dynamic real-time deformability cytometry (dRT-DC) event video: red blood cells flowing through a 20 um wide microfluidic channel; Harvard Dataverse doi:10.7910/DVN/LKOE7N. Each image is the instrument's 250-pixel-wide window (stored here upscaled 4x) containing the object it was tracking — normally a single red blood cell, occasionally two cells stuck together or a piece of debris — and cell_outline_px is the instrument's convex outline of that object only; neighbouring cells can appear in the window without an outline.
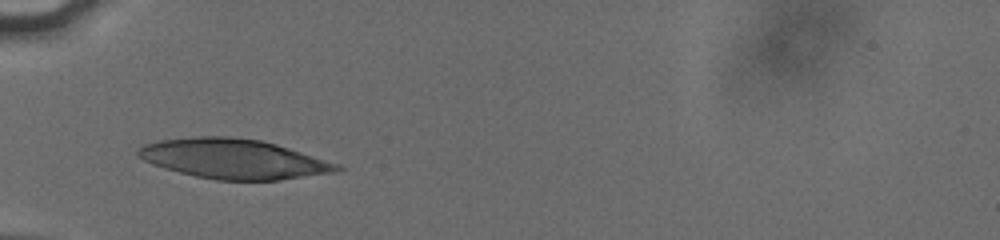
{"species": "human", "species_latin": "Homo sapiens", "temperature_condition": "cold", "stored_images_in_passage": 37, "camera_frame_rate_fps": 3000, "um_per_image_px": 0.085, "donor": {"sex": "male"}, "frame": {"image": 1, "passage_image": 1, "time_ms": 0.0, "image_size_px": [1000, 240], "cell_outline_px": [[344, 168], [336, 172], [280, 180], [216, 180], [196, 176], [164, 168], [152, 164], [136, 156], [136, 148], [144, 144], [160, 140], [192, 136], [228, 136], [260, 140], [276, 144], [340, 164]], "centroid_in_image_um": [19.83, 13.5], "position_along_channel_um": 65.2, "area_um2": 46.18}}
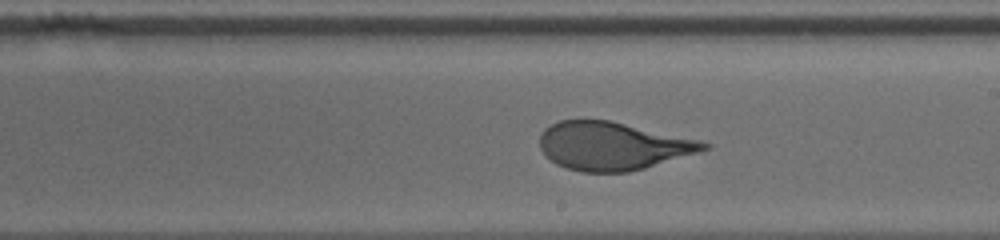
{"frame": {"image": 2, "passage_image": 18, "time_ms": 4.667, "image_size_px": [1000, 240], "cell_outline_px": [[712, 144], [708, 148], [696, 152], [644, 168], [628, 172], [580, 172], [556, 164], [540, 148], [540, 136], [544, 128], [560, 120], [608, 120], [696, 140]], "centroid_in_image_um": [52.0, 12.41], "position_along_channel_um": 237.0, "area_um2": 44.97}}
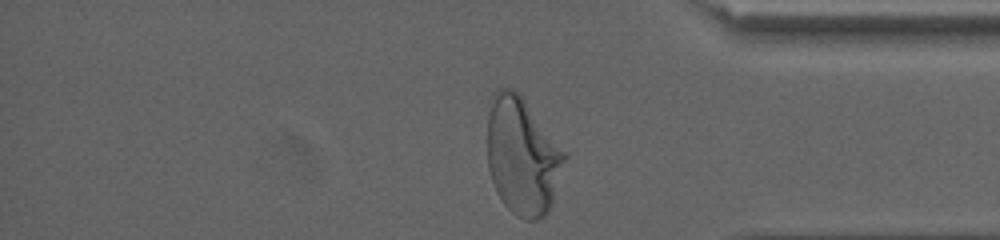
{"frame": {"image": 3, "passage_image": 37, "time_ms": 9.0, "image_size_px": [1000, 240], "cell_outline_px": [[568, 156], [552, 204], [548, 212], [544, 216], [536, 220], [524, 220], [516, 216], [504, 204], [496, 192], [488, 168], [488, 116], [496, 88], [512, 88], [524, 100], [568, 152]], "centroid_in_image_um": [44.44, 13.31], "position_along_channel_um": 390.8, "area_um2": 53.06}, "authors_computed_cell_mechanics": {"area_um2": 46.5868, "velocity_mm_per_s": 3.8045, "shape_relaxation_time_tau1_ms": 5.575, "shape_relaxation_time_tau2_ms": null, "deformation_change_tau1": 0.2299, "deformation_change_tau2": null}}